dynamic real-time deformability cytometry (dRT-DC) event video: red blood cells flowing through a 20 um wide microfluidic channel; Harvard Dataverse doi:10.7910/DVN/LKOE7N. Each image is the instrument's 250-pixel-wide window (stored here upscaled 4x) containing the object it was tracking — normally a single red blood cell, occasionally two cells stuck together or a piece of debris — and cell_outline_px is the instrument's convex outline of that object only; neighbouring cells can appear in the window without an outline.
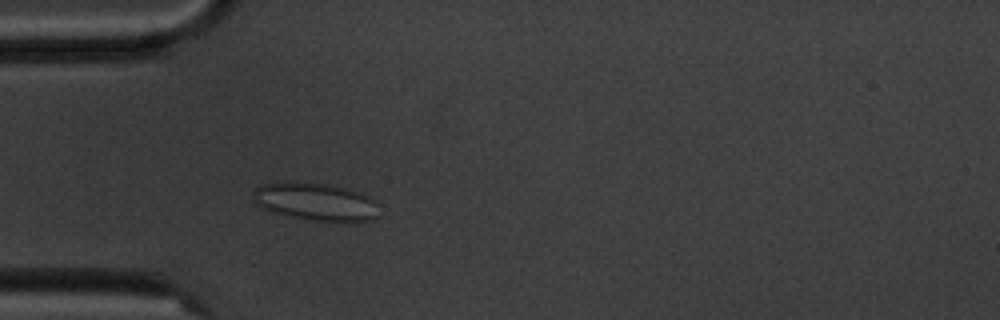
{"species": "common noctule bat (a hibernating species)", "species_latin": "Nyctalus noctula", "temperature_condition": "cold", "stored_images_in_passage": 4, "camera_frame_rate_fps": 3000, "um_per_image_px": 0.085, "animal": {"sex": "male", "body_mass_g": 20.1, "forearm_length_mm": 53.5}, "frame": {"image": 1, "passage_image": 4, "time_ms": 3.667, "image_size_px": [1000, 320], "cell_outline_px": [[380, 216], [372, 220], [308, 220], [276, 212], [264, 208], [256, 204], [252, 200], [252, 192], [260, 184], [324, 184], [344, 188], [360, 192], [372, 196], [376, 200]], "centroid_in_image_um": [26.89, 17.16], "position_along_channel_um": 58.1, "area_um2": 26.88}}